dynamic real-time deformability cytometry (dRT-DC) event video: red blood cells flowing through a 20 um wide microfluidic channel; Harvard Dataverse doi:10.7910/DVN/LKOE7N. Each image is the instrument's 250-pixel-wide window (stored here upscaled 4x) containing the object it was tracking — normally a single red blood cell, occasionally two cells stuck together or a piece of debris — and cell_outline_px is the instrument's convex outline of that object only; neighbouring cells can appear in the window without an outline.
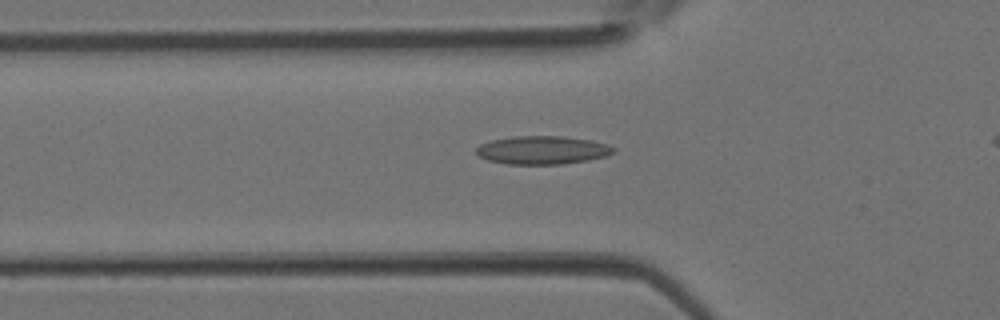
{"species": "Egyptian fruit bat (a non-hibernating species)", "species_latin": "Rousettus aegyptiacus", "temperature_condition": "room temperature", "stored_images_in_passage": 5, "camera_frame_rate_fps": 3000, "um_per_image_px": 0.085, "animal": {"sex": "female"}, "frame": {"image": 1, "passage_image": 5, "time_ms": 1.333, "image_size_px": [1000, 320], "cell_outline_px": [[616, 152], [608, 156], [588, 160], [564, 164], [508, 164], [488, 160], [480, 156], [476, 152], [476, 148], [480, 144], [492, 140], [512, 136], [560, 136], [592, 140], [608, 144], [616, 148]], "centroid_in_image_um": [46.16, 12.76], "position_along_channel_um": 79.6, "area_um2": 22.77}}